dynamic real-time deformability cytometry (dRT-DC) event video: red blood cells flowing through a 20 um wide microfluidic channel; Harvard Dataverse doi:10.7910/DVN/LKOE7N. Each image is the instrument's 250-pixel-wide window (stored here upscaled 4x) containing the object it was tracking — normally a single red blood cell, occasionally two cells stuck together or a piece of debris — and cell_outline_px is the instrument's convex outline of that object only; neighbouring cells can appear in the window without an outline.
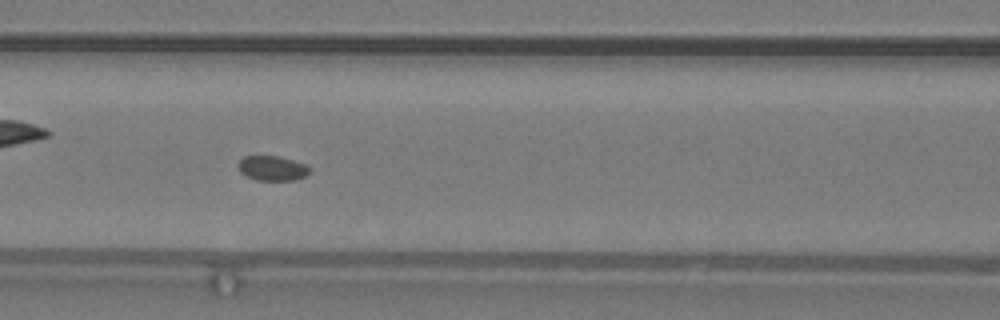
{"species": "common noctule bat (a hibernating species)", "species_latin": "Nyctalus noctula", "temperature_condition": "warm", "stored_images_in_passage": 52, "camera_frame_rate_fps": 3000, "um_per_image_px": 0.085, "animal": {"sex": "male", "body_mass_g": 19.2, "forearm_length_mm": 51.8}, "frame": {"image": 1, "passage_image": 23, "time_ms": 7.333, "image_size_px": [1000, 320], "cell_outline_px": [[312, 168], [304, 176], [296, 180], [256, 180], [244, 176], [240, 172], [236, 164], [244, 156], [276, 156], [292, 160], [304, 164]], "centroid_in_image_um": [23.09, 14.31], "position_along_channel_um": 143.5, "area_um2": 10.35}}
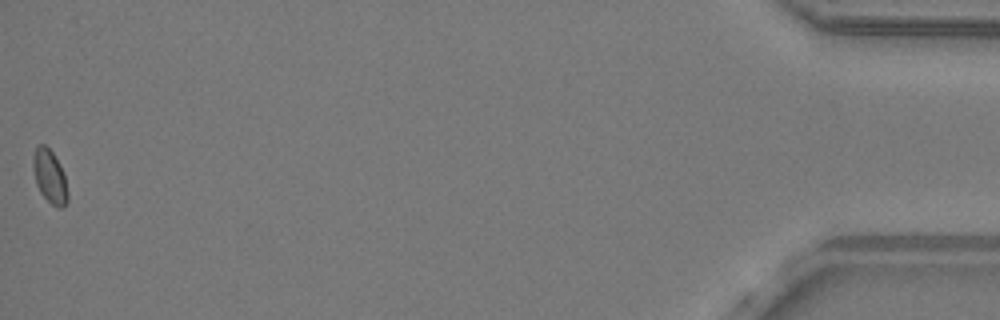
{"frame": {"image": 2, "passage_image": 52, "time_ms": 17.0, "image_size_px": [1000, 320], "cell_outline_px": [[68, 200], [64, 208], [60, 208], [52, 204], [40, 192], [36, 184], [32, 168], [32, 160], [36, 144], [44, 144], [52, 152], [60, 164], [64, 172], [68, 192]], "centroid_in_image_um": [4.22, 14.99], "position_along_channel_um": 431.0, "area_um2": 10.98}, "authors_computed_cell_mechanics": {"area_um2": 10.8953, "velocity_mm_per_s": 3.9976, "shape_relaxation_time_tau1_ms": null, "shape_relaxation_time_tau2_ms": 5.1189, "deformation_change_tau1": null, "deformation_change_tau2": 0.0716}}